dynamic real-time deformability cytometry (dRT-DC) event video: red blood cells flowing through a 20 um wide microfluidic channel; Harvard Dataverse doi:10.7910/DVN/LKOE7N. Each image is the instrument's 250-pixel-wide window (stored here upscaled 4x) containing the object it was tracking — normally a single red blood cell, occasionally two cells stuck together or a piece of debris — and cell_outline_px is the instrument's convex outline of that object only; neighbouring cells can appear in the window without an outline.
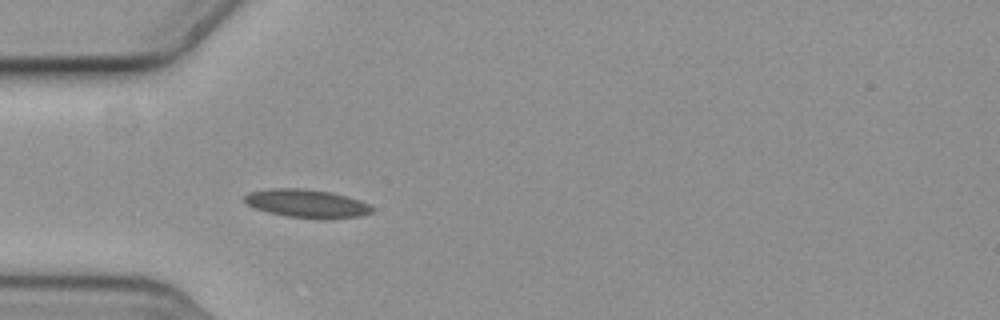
{"species": "common noctule bat (a hibernating species)", "species_latin": "Nyctalus noctula", "temperature_condition": "cold", "stored_images_in_passage": 2, "camera_frame_rate_fps": 3000, "um_per_image_px": 0.085, "animal": {"sex": "female", "body_mass_g": 19.3, "forearm_length_mm": 54.1}, "frame": {"image": 1, "passage_image": 2, "time_ms": 0.333, "image_size_px": [1000, 320], "cell_outline_px": [[376, 208], [372, 212], [360, 216], [324, 220], [284, 216], [268, 212], [244, 204], [244, 196], [248, 192], [268, 188], [304, 188], [332, 192], [348, 196], [360, 200]], "centroid_in_image_um": [26.08, 17.3], "position_along_channel_um": 58.9, "area_um2": 21.56}}